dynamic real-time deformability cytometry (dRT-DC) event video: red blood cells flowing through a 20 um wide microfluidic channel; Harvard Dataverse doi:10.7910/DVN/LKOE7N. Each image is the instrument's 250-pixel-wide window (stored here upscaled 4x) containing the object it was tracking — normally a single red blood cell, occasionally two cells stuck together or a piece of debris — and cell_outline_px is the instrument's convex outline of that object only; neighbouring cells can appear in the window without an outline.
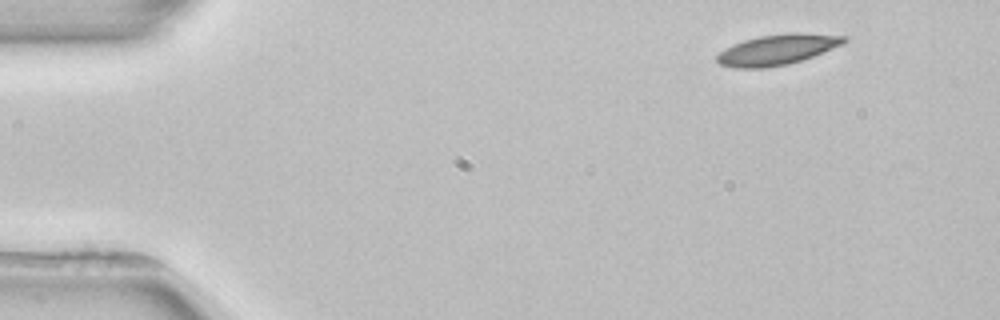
{"species": "common noctule bat (a hibernating species)", "species_latin": "Nyctalus noctula", "temperature_condition": "room temperature", "stored_images_in_passage": 3, "camera_frame_rate_fps": 3000, "um_per_image_px": 0.085, "animal": {"sex": "female", "body_mass_g": 22.7, "forearm_length_mm": 54.2}, "frame": {"image": 1, "passage_image": 1, "time_ms": 0.0, "image_size_px": [1000, 320], "cell_outline_px": [[848, 40], [844, 44], [812, 56], [788, 64], [764, 68], [736, 68], [720, 64], [716, 60], [716, 56], [724, 48], [732, 44], [744, 40], [760, 36], [788, 32], [796, 32], [848, 36]], "centroid_in_image_um": [66.07, 4.2], "position_along_channel_um": 18.9, "area_um2": 22.6}}
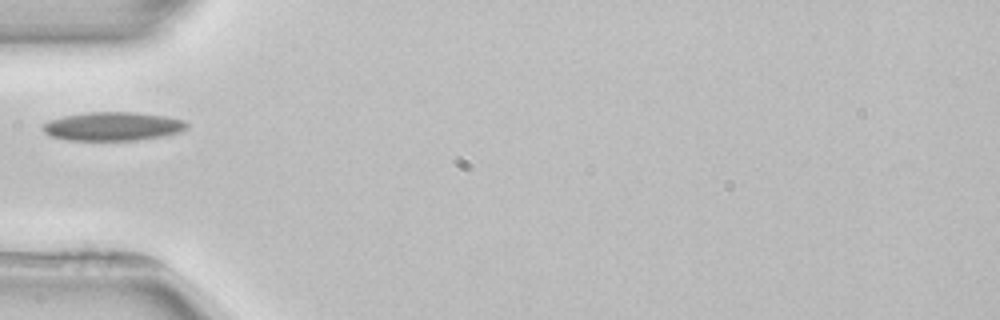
{"frame": {"image": 2, "passage_image": 3, "time_ms": 4.0, "image_size_px": [1000, 320], "cell_outline_px": [[188, 128], [184, 132], [136, 140], [72, 140], [52, 136], [44, 132], [40, 128], [44, 124], [52, 120], [64, 116], [88, 112], [136, 112], [164, 116], [184, 120], [188, 124]], "centroid_in_image_um": [9.64, 10.73], "position_along_channel_um": 75.4, "area_um2": 23.93}}